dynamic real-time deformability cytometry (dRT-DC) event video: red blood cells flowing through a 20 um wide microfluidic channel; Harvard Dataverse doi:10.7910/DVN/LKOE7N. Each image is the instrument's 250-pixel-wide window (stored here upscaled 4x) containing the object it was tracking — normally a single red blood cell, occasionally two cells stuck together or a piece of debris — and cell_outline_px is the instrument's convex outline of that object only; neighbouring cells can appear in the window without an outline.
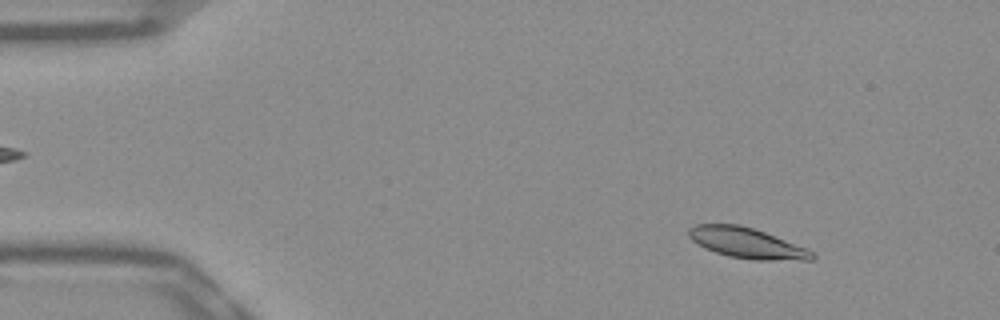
{"species": "Egyptian fruit bat (a non-hibernating species)", "species_latin": "Rousettus aegyptiacus", "temperature_condition": "warm", "stored_images_in_passage": 52, "camera_frame_rate_fps": 3000, "um_per_image_px": 0.085, "frame": {"image": 1, "passage_image": 6, "time_ms": 1.667, "image_size_px": [1000, 320], "cell_outline_px": [[816, 256], [812, 260], [752, 260], [728, 256], [704, 248], [692, 240], [688, 236], [688, 228], [696, 224], [740, 224], [764, 232], [808, 248]], "centroid_in_image_um": [63.48, 20.66], "position_along_channel_um": 21.5, "area_um2": 21.96}}
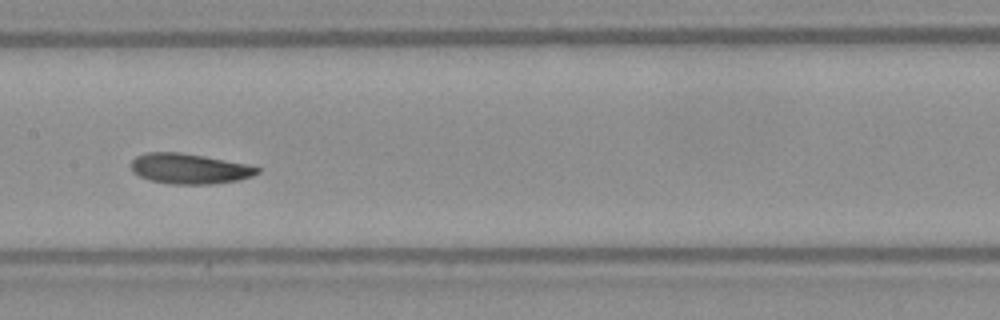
{"frame": {"image": 2, "passage_image": 26, "time_ms": 8.333, "image_size_px": [1000, 320], "cell_outline_px": [[260, 172], [252, 176], [236, 180], [212, 184], [168, 184], [152, 180], [140, 176], [132, 172], [132, 160], [136, 156], [148, 152], [180, 152], [204, 156], [248, 164], [260, 168]], "centroid_in_image_um": [16.1, 14.33], "position_along_channel_um": 191.3, "area_um2": 22.2}}
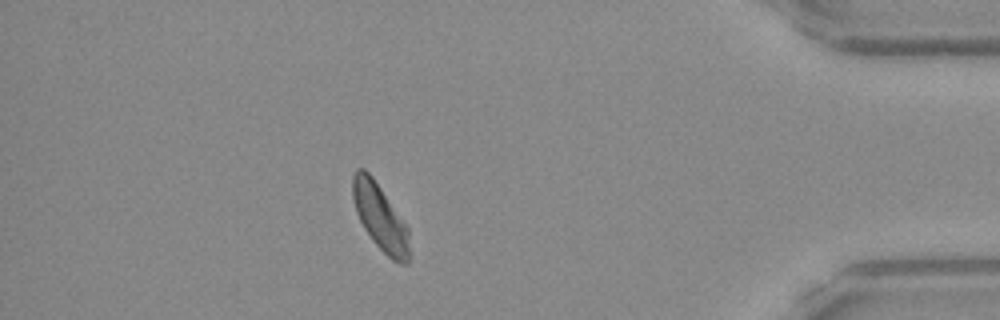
{"frame": {"image": 3, "passage_image": 46, "time_ms": 15.0, "image_size_px": [1000, 320], "cell_outline_px": [[408, 264], [400, 264], [392, 260], [372, 240], [364, 228], [356, 212], [352, 196], [352, 176], [356, 168], [364, 168], [372, 176], [408, 228]], "centroid_in_image_um": [32.27, 18.44], "position_along_channel_um": 402.9, "area_um2": 21.5}, "authors_computed_cell_mechanics": {"area_um2": 22.0507, "velocity_mm_per_s": 3.8254, "shape_relaxation_time_tau1_ms": 2.7705, "shape_relaxation_time_tau2_ms": 5.1592, "deformation_change_tau1": 0.1186, "deformation_change_tau2": 0.1004}}